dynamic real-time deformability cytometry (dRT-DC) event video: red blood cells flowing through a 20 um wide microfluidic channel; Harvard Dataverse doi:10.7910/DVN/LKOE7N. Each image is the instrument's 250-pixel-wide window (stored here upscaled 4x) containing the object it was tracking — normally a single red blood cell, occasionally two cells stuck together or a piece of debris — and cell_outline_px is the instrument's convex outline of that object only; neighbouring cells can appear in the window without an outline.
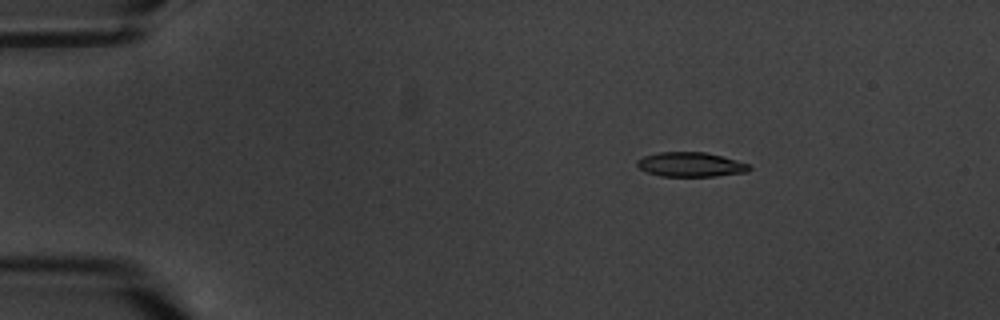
{"species": "common noctule bat (a hibernating species)", "species_latin": "Nyctalus noctula", "temperature_condition": "warm", "stored_images_in_passage": 6, "camera_frame_rate_fps": 3000, "um_per_image_px": 0.085, "animal": {"sex": "male", "body_mass_g": 20.1, "forearm_length_mm": 53.5}, "frame": {"image": 1, "passage_image": 3, "time_ms": 2.0, "image_size_px": [1000, 320], "cell_outline_px": [[752, 168], [748, 172], [716, 176], [660, 176], [648, 172], [640, 168], [636, 164], [636, 160], [644, 156], [656, 152], [704, 152], [736, 160], [748, 164]], "centroid_in_image_um": [58.69, 13.98], "position_along_channel_um": 26.3, "area_um2": 15.95}}
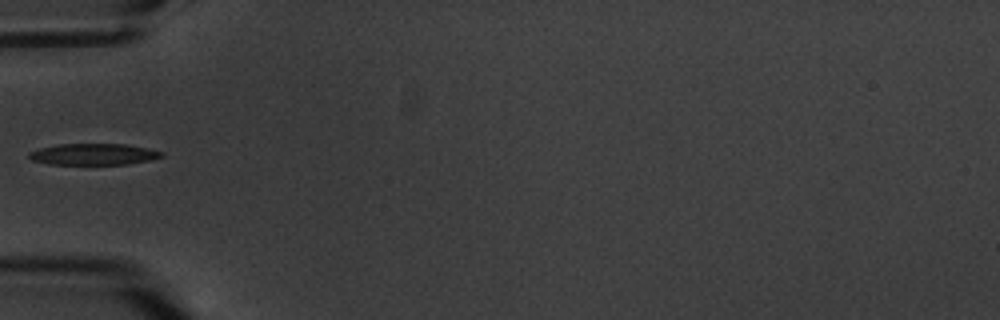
{"frame": {"image": 2, "passage_image": 6, "time_ms": 5.667, "image_size_px": [1000, 320], "cell_outline_px": [[164, 156], [148, 160], [128, 164], [48, 164], [32, 160], [28, 156], [28, 152], [40, 148], [60, 144], [128, 144], [148, 148], [164, 152]], "centroid_in_image_um": [7.96, 13.1], "position_along_channel_um": 77.0, "area_um2": 16.47}}